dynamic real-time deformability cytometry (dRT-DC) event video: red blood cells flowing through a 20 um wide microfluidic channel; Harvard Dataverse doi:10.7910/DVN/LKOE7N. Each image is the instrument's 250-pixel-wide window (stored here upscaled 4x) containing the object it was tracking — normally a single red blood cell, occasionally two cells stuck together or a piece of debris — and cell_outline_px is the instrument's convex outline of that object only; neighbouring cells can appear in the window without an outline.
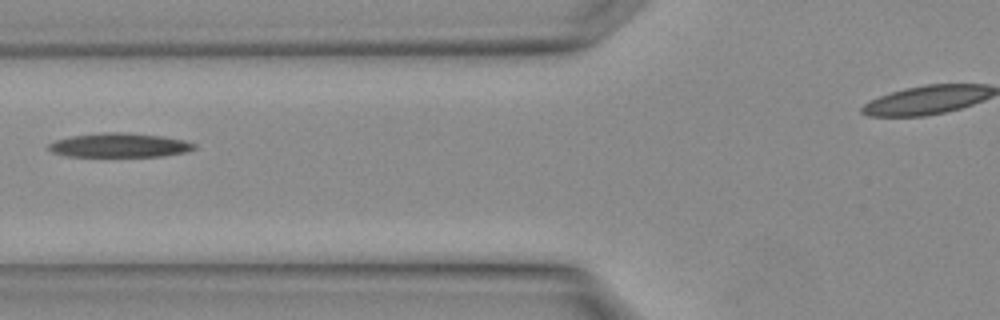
{"species": "Egyptian fruit bat (a non-hibernating species)", "species_latin": "Rousettus aegyptiacus", "temperature_condition": "warm", "stored_images_in_passage": 5, "camera_frame_rate_fps": 3000, "um_per_image_px": 0.085, "animal": {"sex": "female"}, "frame": {"image": 1, "passage_image": 5, "time_ms": 1.333, "image_size_px": [1000, 320], "cell_outline_px": [[196, 148], [184, 152], [160, 156], [68, 156], [52, 152], [48, 148], [48, 144], [56, 140], [72, 136], [104, 132], [124, 132], [160, 136], [184, 140], [196, 144]], "centroid_in_image_um": [10.14, 12.34], "position_along_channel_um": 115.7, "area_um2": 20.23}}